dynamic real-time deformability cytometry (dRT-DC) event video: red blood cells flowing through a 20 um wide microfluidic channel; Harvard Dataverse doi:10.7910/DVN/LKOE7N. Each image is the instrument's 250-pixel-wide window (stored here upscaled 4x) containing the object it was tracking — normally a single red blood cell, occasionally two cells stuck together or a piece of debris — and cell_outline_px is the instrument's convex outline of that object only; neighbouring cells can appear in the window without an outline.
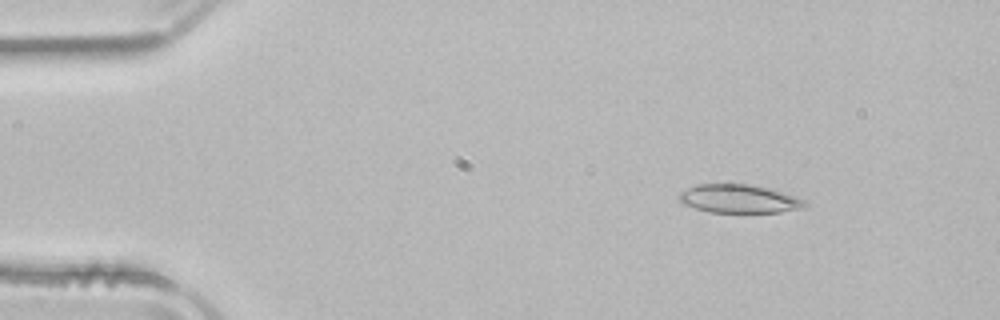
{"species": "common noctule bat (a hibernating species)", "species_latin": "Nyctalus noctula", "temperature_condition": "room temperature", "stored_images_in_passage": 2, "camera_frame_rate_fps": 3000, "um_per_image_px": 0.085, "animal": {"sex": "male", "body_mass_g": 21.5, "forearm_length_mm": 52.0}, "frame": {"image": 1, "passage_image": 1, "time_ms": 0.0, "image_size_px": [1000, 320], "cell_outline_px": [[808, 204], [804, 208], [780, 212], [708, 212], [680, 204], [680, 192], [696, 184], [748, 184], [768, 188], [796, 196], [804, 200]], "centroid_in_image_um": [62.81, 16.9], "position_along_channel_um": 22.2, "area_um2": 20.87}}